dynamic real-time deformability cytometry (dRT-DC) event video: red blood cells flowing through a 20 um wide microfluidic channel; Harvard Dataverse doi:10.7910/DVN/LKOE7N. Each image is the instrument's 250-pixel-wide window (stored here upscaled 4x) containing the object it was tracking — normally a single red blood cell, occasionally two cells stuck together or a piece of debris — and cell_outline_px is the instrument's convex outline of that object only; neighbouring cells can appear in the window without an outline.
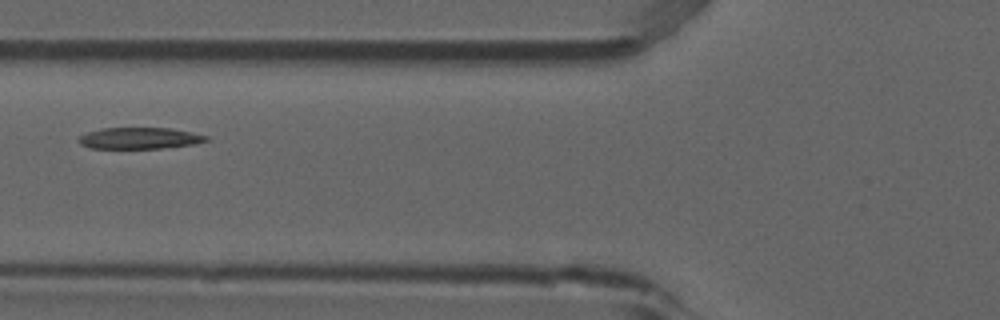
{"species": "common noctule bat (a hibernating species)", "species_latin": "Nyctalus noctula", "temperature_condition": "room temperature", "stored_images_in_passage": 6, "camera_frame_rate_fps": 3000, "um_per_image_px": 0.085, "animal": {"sex": "male", "forearm_length_mm": 52.5}, "frame": {"image": 1, "passage_image": 6, "time_ms": 1.667, "image_size_px": [1000, 320], "cell_outline_px": [[208, 140], [196, 144], [160, 148], [92, 148], [80, 144], [80, 136], [88, 132], [100, 128], [168, 128], [208, 136]], "centroid_in_image_um": [11.86, 11.75], "position_along_channel_um": 113.9, "area_um2": 15.61}}